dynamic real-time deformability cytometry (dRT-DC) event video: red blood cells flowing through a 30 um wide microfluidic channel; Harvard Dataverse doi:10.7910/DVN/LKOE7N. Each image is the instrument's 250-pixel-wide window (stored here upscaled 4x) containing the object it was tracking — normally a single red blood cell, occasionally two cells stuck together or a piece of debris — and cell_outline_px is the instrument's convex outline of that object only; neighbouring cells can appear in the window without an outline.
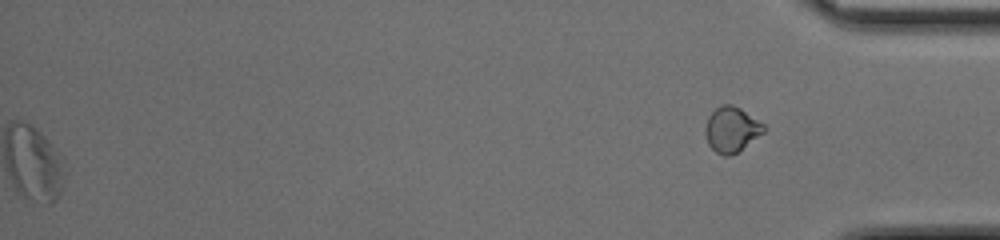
{"species": "common noctule bat (a hibernating species)", "species_latin": "Nyctalus noctula", "temperature_condition": "cold", "stored_images_in_passage": 42, "segment_of_instrument_passage": [2, 2], "camera_frame_rate_fps": 3000, "um_per_image_px": 0.085, "animal": {"sex": "female", "body_mass_g": 17.0, "forearm_length_mm": 48.0}, "frame": {"image": 1, "passage_image": 42, "time_ms": 13.667, "image_size_px": [1000, 240], "cell_outline_px": [[768, 128], [764, 132], [736, 152], [728, 156], [724, 156], [716, 152], [708, 144], [704, 132], [704, 128], [708, 116], [716, 108], [724, 104], [732, 104], [740, 108], [764, 124]], "centroid_in_image_um": [62.16, 10.99], "position_along_channel_um": 373.0, "area_um2": 15.32}}